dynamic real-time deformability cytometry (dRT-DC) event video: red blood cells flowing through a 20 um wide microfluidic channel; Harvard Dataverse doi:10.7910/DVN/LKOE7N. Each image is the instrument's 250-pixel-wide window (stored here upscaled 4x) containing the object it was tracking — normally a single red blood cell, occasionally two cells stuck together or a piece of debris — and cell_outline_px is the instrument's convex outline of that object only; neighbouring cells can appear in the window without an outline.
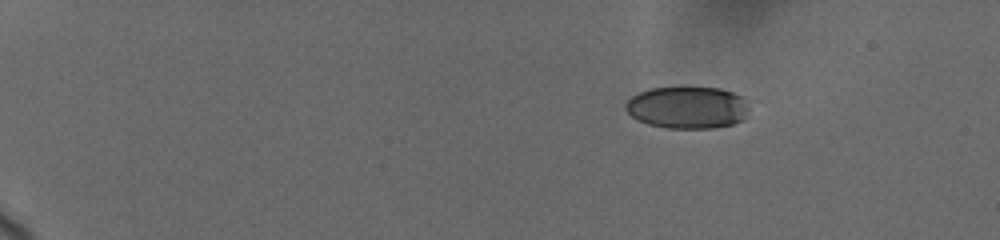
{"species": "human", "species_latin": "Homo sapiens", "temperature_condition": "cold", "stored_images_in_passage": 20, "camera_frame_rate_fps": 3000, "um_per_image_px": 0.085, "donor": {"sex": "female"}, "frame": {"image": 1, "passage_image": 1, "time_ms": 0.0, "image_size_px": [1000, 240], "cell_outline_px": [[748, 108], [744, 120], [732, 124], [712, 128], [668, 128], [648, 124], [636, 120], [624, 108], [624, 104], [632, 96], [640, 92], [652, 88], [684, 84], [720, 88], [744, 96]], "centroid_in_image_um": [58.43, 9.09], "position_along_channel_um": 26.6, "area_um2": 31.27}}
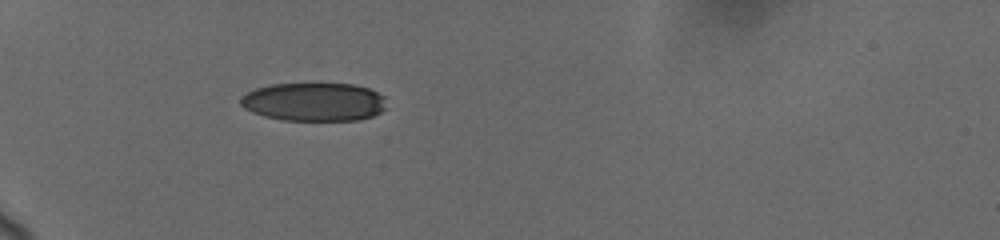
{"frame": {"image": 2, "passage_image": 16, "time_ms": 3.667, "image_size_px": [1000, 240], "cell_outline_px": [[384, 108], [380, 112], [372, 116], [360, 120], [284, 120], [264, 116], [252, 112], [244, 108], [240, 104], [240, 96], [256, 88], [272, 84], [352, 84], [368, 88], [384, 96]], "centroid_in_image_um": [26.66, 8.66], "position_along_channel_um": 58.3, "area_um2": 32.54}}
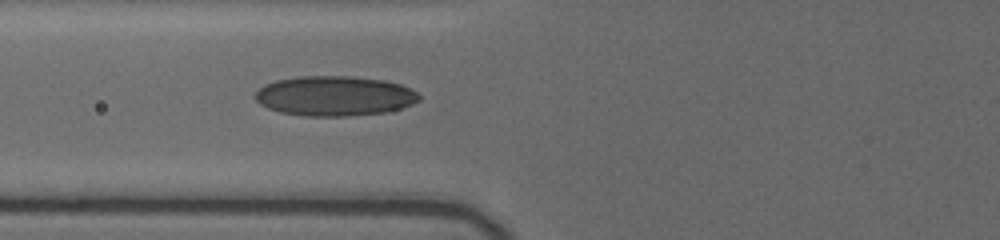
{"frame": {"image": 3, "passage_image": 20, "time_ms": 5.333, "image_size_px": [1000, 240], "cell_outline_px": [[420, 100], [412, 104], [400, 108], [384, 112], [344, 116], [308, 116], [280, 112], [268, 108], [260, 104], [252, 96], [264, 84], [276, 80], [296, 76], [348, 76], [384, 80], [400, 84], [416, 92], [420, 96]], "centroid_in_image_um": [28.39, 8.15], "position_along_channel_um": 97.4, "area_um2": 38.03}}